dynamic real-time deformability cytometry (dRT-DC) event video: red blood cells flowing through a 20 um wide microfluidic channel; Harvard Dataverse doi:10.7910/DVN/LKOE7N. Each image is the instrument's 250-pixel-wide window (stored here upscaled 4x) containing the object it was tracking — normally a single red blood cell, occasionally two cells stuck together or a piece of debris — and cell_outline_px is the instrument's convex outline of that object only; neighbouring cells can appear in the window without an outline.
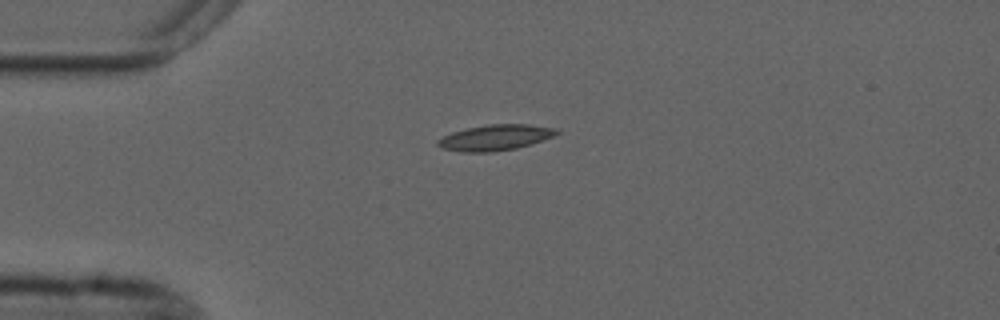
{"species": "common noctule bat (a hibernating species)", "species_latin": "Nyctalus noctula", "temperature_condition": "cold", "stored_images_in_passage": 36, "camera_frame_rate_fps": 3000, "um_per_image_px": 0.085, "animal": {"sex": "male", "forearm_length_mm": 52.5}, "frame": {"image": 1, "passage_image": 1, "time_ms": 0.0, "image_size_px": [1000, 320], "cell_outline_px": [[560, 132], [552, 136], [516, 148], [492, 152], [460, 152], [444, 148], [436, 144], [436, 140], [452, 132], [468, 128], [488, 124], [528, 124], [556, 128]], "centroid_in_image_um": [42.06, 11.69], "position_along_channel_um": 42.9, "area_um2": 17.57}}
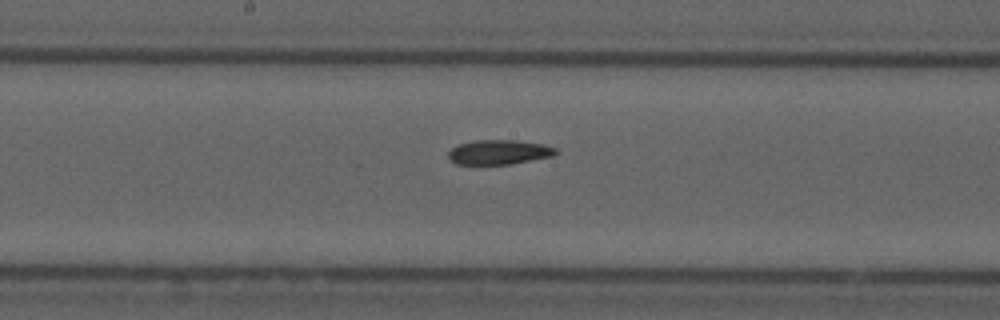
{"frame": {"image": 2, "passage_image": 16, "time_ms": 5.0, "image_size_px": [1000, 320], "cell_outline_px": [[560, 152], [552, 156], [512, 164], [456, 164], [448, 156], [448, 152], [456, 144], [476, 140], [516, 140], [540, 144], [556, 148]], "centroid_in_image_um": [42.41, 12.93], "position_along_channel_um": 205.8, "area_um2": 15.37}}
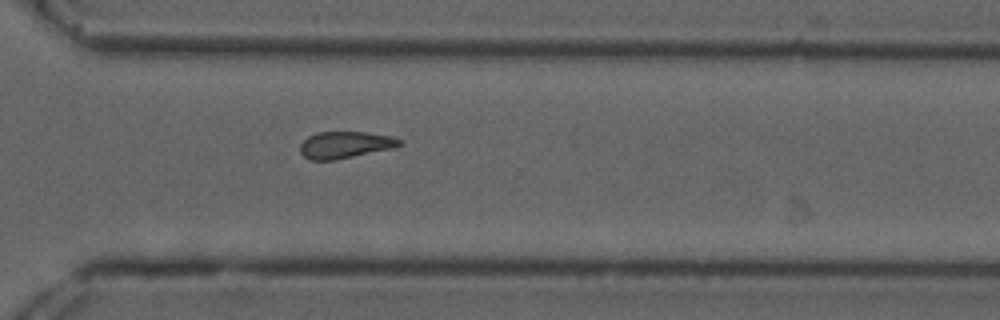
{"frame": {"image": 3, "passage_image": 27, "time_ms": 8.667, "image_size_px": [1000, 320], "cell_outline_px": [[404, 144], [392, 148], [336, 160], [308, 160], [300, 152], [300, 144], [308, 136], [316, 132], [364, 132], [392, 136], [400, 140]], "centroid_in_image_um": [29.31, 12.31], "position_along_channel_um": 341.3, "area_um2": 15.55}, "authors_computed_cell_mechanics": {"area_um2": 15.9817, "velocity_mm_per_s": 3.7094, "shape_relaxation_time_tau1_ms": null, "shape_relaxation_time_tau2_ms": 8.5052, "deformation_change_tau1": null, "deformation_change_tau2": 0.1681}}